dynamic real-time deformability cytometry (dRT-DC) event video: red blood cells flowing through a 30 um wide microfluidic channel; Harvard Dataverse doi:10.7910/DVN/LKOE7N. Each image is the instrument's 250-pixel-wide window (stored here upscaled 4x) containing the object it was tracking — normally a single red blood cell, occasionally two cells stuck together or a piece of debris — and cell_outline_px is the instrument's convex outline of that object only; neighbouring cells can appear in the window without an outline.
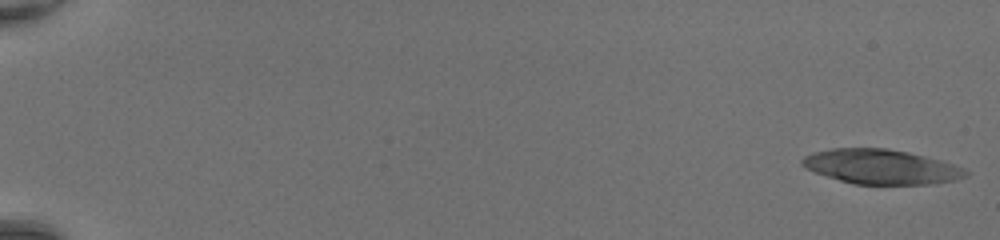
{"species": "common noctule bat (a hibernating species)", "species_latin": "Nyctalus noctula", "temperature_condition": "room temperature", "stored_images_in_passage": 50, "camera_frame_rate_fps": 3000, "um_per_image_px": 0.085, "animal": {"sex": "female", "body_mass_g": 20.0, "forearm_length_mm": 54.0}, "frame": {"image": 1, "passage_image": 1, "time_ms": 0.0, "image_size_px": [1000, 240], "cell_outline_px": [[968, 172], [964, 176], [952, 180], [928, 184], [856, 184], [840, 180], [816, 172], [800, 164], [800, 160], [804, 156], [812, 152], [832, 148], [888, 148], [908, 152], [924, 156], [952, 164]], "centroid_in_image_um": [74.82, 14.16], "position_along_channel_um": 10.2, "area_um2": 32.43}}
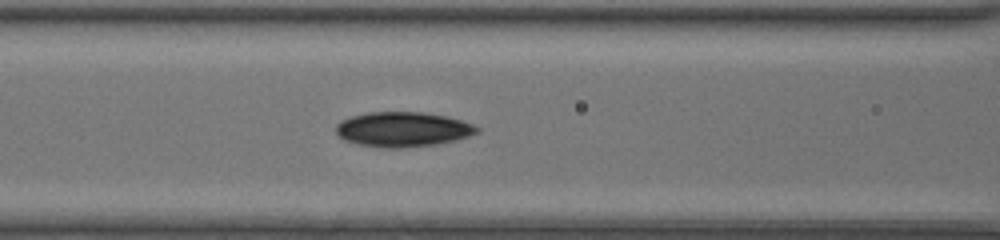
{"frame": {"image": 2, "passage_image": 24, "time_ms": 7.667, "image_size_px": [1000, 240], "cell_outline_px": [[480, 128], [476, 132], [468, 136], [456, 140], [436, 144], [396, 148], [388, 148], [360, 144], [344, 140], [336, 132], [336, 124], [352, 116], [368, 112], [424, 112], [444, 116], [460, 120], [472, 124]], "centroid_in_image_um": [34.23, 10.99], "position_along_channel_um": 132.4, "area_um2": 28.21}}
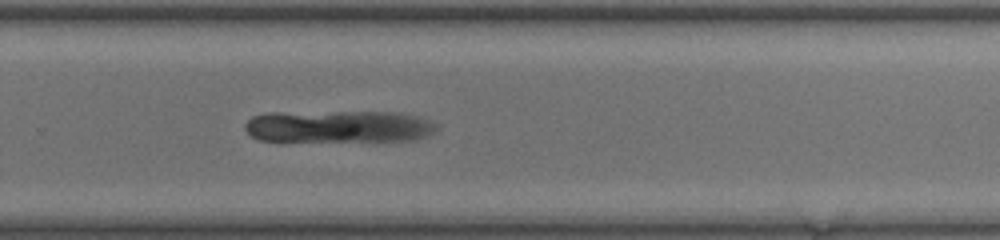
{"frame": {"image": 3, "passage_image": 36, "time_ms": 11.667, "image_size_px": [1000, 240], "cell_outline_px": [[436, 128], [432, 132], [416, 140], [256, 140], [244, 128], [244, 124], [252, 116], [268, 112], [400, 112], [416, 116], [428, 120], [436, 124]], "centroid_in_image_um": [28.73, 10.73], "position_along_channel_um": 301.1, "area_um2": 35.55}}